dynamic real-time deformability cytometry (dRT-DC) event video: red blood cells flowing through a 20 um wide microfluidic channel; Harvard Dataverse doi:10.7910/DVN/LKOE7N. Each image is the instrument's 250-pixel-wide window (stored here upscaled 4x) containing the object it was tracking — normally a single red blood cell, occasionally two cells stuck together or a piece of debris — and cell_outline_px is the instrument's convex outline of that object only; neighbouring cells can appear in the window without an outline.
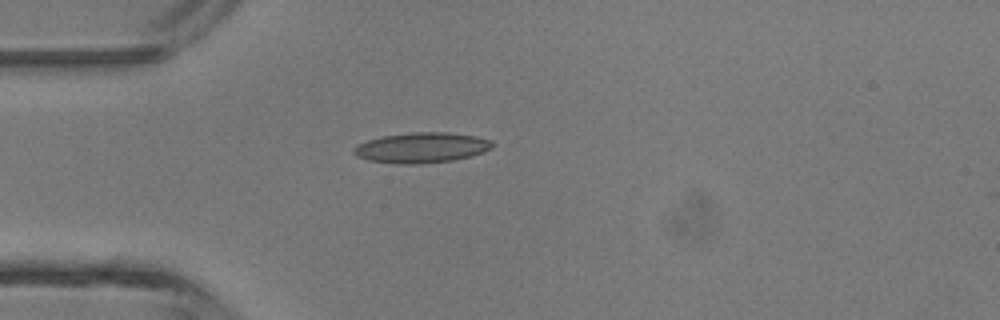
{"species": "common noctule bat (a hibernating species)", "species_latin": "Nyctalus noctula", "temperature_condition": "room temperature", "stored_images_in_passage": 3, "camera_frame_rate_fps": 3000, "um_per_image_px": 0.085, "animal": {"sex": "male", "body_mass_g": 13.3}, "frame": {"image": 1, "passage_image": 3, "time_ms": 2.667, "image_size_px": [1000, 320], "cell_outline_px": [[492, 148], [484, 152], [452, 160], [420, 164], [400, 164], [368, 160], [356, 156], [352, 152], [352, 148], [356, 144], [368, 140], [384, 136], [412, 132], [448, 132], [476, 136], [492, 140]], "centroid_in_image_um": [35.8, 12.55], "position_along_channel_um": 49.2, "area_um2": 24.51}}